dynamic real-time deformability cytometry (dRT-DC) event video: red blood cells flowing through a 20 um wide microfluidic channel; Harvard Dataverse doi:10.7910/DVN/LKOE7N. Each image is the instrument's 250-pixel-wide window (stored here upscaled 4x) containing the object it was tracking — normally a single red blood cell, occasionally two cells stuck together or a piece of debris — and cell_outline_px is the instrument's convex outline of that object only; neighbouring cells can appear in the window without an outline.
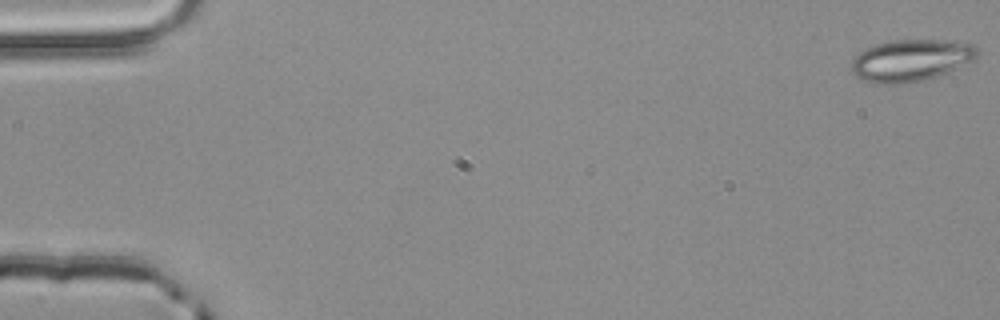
{"species": "common noctule bat (a hibernating species)", "species_latin": "Nyctalus noctula", "temperature_condition": "room temperature", "stored_images_in_passage": 54, "camera_frame_rate_fps": 3000, "um_per_image_px": 0.085, "animal": {"sex": "male", "body_mass_g": 20.4}, "frame": {"image": 1, "passage_image": 1, "time_ms": 0.0, "image_size_px": [1000, 320], "cell_outline_px": [[980, 52], [972, 60], [956, 68], [936, 76], [924, 80], [908, 84], [872, 84], [856, 76], [852, 72], [852, 60], [860, 52], [876, 44], [892, 40], [968, 40]], "centroid_in_image_um": [77.45, 5.12], "position_along_channel_um": 7.6, "area_um2": 30.92}}
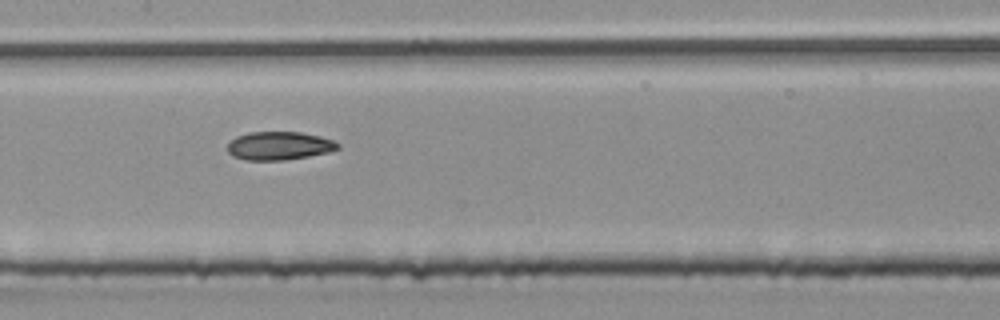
{"frame": {"image": 2, "passage_image": 27, "time_ms": 8.667, "image_size_px": [1000, 320], "cell_outline_px": [[340, 148], [328, 152], [308, 156], [284, 160], [244, 160], [232, 156], [228, 152], [228, 144], [236, 136], [248, 132], [300, 132], [320, 136], [332, 140], [340, 144]], "centroid_in_image_um": [23.72, 12.39], "position_along_channel_um": 183.7, "area_um2": 18.21}}
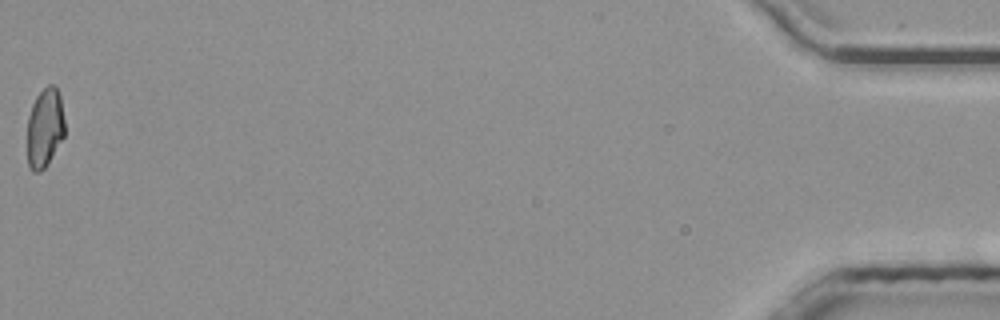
{"frame": {"image": 3, "passage_image": 54, "time_ms": 17.667, "image_size_px": [1000, 320], "cell_outline_px": [[64, 136], [44, 168], [40, 172], [32, 172], [28, 164], [28, 116], [32, 104], [36, 96], [48, 84], [52, 84], [56, 88], [60, 96], [64, 120]], "centroid_in_image_um": [3.8, 10.85], "position_along_channel_um": 431.4, "area_um2": 17.11}, "authors_computed_cell_mechanics": {"area_um2": 18.3226, "velocity_mm_per_s": 3.9121, "shape_relaxation_time_tau1_ms": null, "shape_relaxation_time_tau2_ms": 3.5863, "deformation_change_tau1": null, "deformation_change_tau2": 0.0904}}